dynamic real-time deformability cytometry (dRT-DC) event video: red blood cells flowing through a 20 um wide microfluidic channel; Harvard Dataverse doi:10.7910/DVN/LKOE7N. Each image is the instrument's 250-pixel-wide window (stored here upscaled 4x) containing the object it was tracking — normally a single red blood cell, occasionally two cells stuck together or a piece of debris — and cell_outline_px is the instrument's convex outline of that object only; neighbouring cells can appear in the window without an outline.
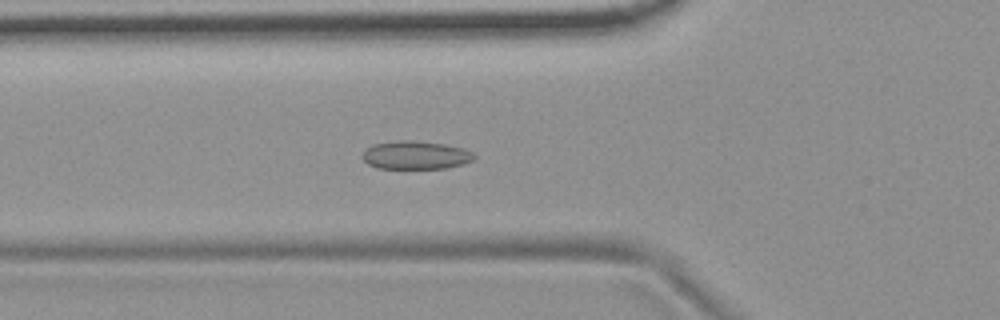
{"species": "common noctule bat (a hibernating species)", "species_latin": "Nyctalus noctula", "temperature_condition": "room temperature", "stored_images_in_passage": 44, "camera_frame_rate_fps": 3000, "um_per_image_px": 0.085, "animal": {"sex": "female", "body_mass_g": 19.9}, "frame": {"image": 1, "passage_image": 12, "time_ms": 3.667, "image_size_px": [1000, 320], "cell_outline_px": [[476, 156], [472, 160], [464, 164], [448, 168], [376, 168], [368, 164], [360, 156], [372, 144], [400, 140], [412, 140], [444, 144], [464, 148], [472, 152]], "centroid_in_image_um": [35.33, 13.18], "position_along_channel_um": 90.5, "area_um2": 18.44}}
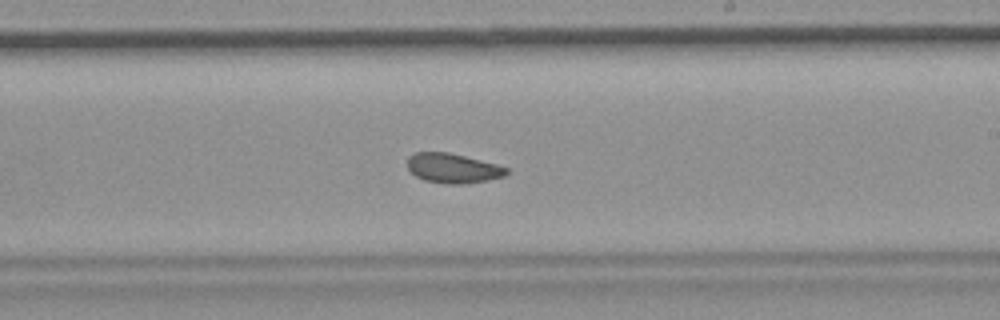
{"frame": {"image": 2, "passage_image": 25, "time_ms": 8.0, "image_size_px": [1000, 320], "cell_outline_px": [[508, 172], [504, 176], [488, 180], [464, 184], [448, 184], [424, 180], [416, 176], [408, 168], [408, 156], [416, 152], [448, 152], [496, 164], [508, 168]], "centroid_in_image_um": [38.49, 14.3], "position_along_channel_um": 250.5, "area_um2": 16.99}}
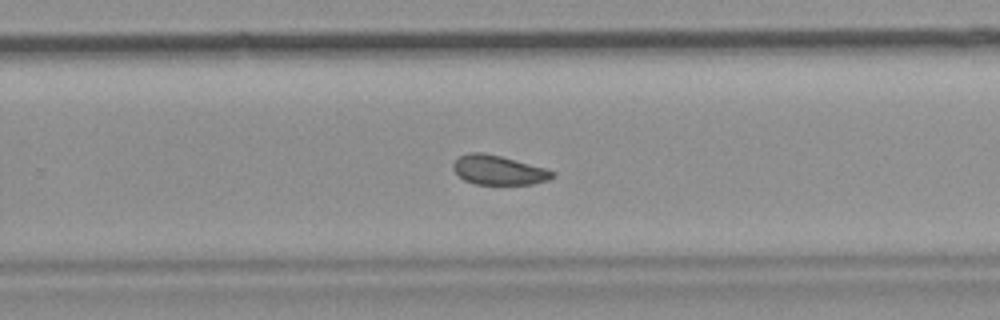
{"frame": {"image": 3, "passage_image": 28, "time_ms": 9.0, "image_size_px": [1000, 320], "cell_outline_px": [[556, 176], [548, 180], [532, 184], [476, 184], [464, 180], [452, 168], [452, 164], [460, 156], [468, 152], [484, 152], [500, 156], [544, 168], [556, 172]], "centroid_in_image_um": [42.37, 14.46], "position_along_channel_um": 287.4, "area_um2": 16.88}, "authors_computed_cell_mechanics": {"area_um2": 17.7446, "velocity_mm_per_s": 3.699, "shape_relaxation_time_tau1_ms": null, "shape_relaxation_time_tau2_ms": 2.2449, "deformation_change_tau1": null, "deformation_change_tau2": 0.0628}}